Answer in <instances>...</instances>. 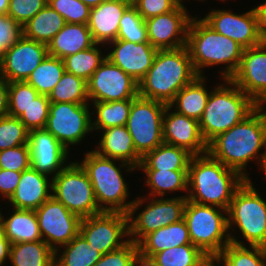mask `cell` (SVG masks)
<instances>
[{
	"instance_id": "cell-1",
	"label": "cell",
	"mask_w": 266,
	"mask_h": 266,
	"mask_svg": "<svg viewBox=\"0 0 266 266\" xmlns=\"http://www.w3.org/2000/svg\"><path fill=\"white\" fill-rule=\"evenodd\" d=\"M208 153L245 179H253L246 168L251 167L249 163L256 161L258 170L266 166V106H258L243 121L214 138L208 144Z\"/></svg>"
},
{
	"instance_id": "cell-44",
	"label": "cell",
	"mask_w": 266,
	"mask_h": 266,
	"mask_svg": "<svg viewBox=\"0 0 266 266\" xmlns=\"http://www.w3.org/2000/svg\"><path fill=\"white\" fill-rule=\"evenodd\" d=\"M50 110L47 95L39 94L19 117L28 131L46 127Z\"/></svg>"
},
{
	"instance_id": "cell-23",
	"label": "cell",
	"mask_w": 266,
	"mask_h": 266,
	"mask_svg": "<svg viewBox=\"0 0 266 266\" xmlns=\"http://www.w3.org/2000/svg\"><path fill=\"white\" fill-rule=\"evenodd\" d=\"M52 178L32 167L21 172L19 183L6 200L15 209L36 210L52 196Z\"/></svg>"
},
{
	"instance_id": "cell-30",
	"label": "cell",
	"mask_w": 266,
	"mask_h": 266,
	"mask_svg": "<svg viewBox=\"0 0 266 266\" xmlns=\"http://www.w3.org/2000/svg\"><path fill=\"white\" fill-rule=\"evenodd\" d=\"M192 156L183 148L162 143L142 158L137 170H188Z\"/></svg>"
},
{
	"instance_id": "cell-27",
	"label": "cell",
	"mask_w": 266,
	"mask_h": 266,
	"mask_svg": "<svg viewBox=\"0 0 266 266\" xmlns=\"http://www.w3.org/2000/svg\"><path fill=\"white\" fill-rule=\"evenodd\" d=\"M95 44L87 24L65 23L64 27L47 44L48 55L63 60Z\"/></svg>"
},
{
	"instance_id": "cell-57",
	"label": "cell",
	"mask_w": 266,
	"mask_h": 266,
	"mask_svg": "<svg viewBox=\"0 0 266 266\" xmlns=\"http://www.w3.org/2000/svg\"><path fill=\"white\" fill-rule=\"evenodd\" d=\"M10 0H0V15L7 14Z\"/></svg>"
},
{
	"instance_id": "cell-22",
	"label": "cell",
	"mask_w": 266,
	"mask_h": 266,
	"mask_svg": "<svg viewBox=\"0 0 266 266\" xmlns=\"http://www.w3.org/2000/svg\"><path fill=\"white\" fill-rule=\"evenodd\" d=\"M163 143L187 150L193 156L208 152L199 121L177 113L167 105L163 114Z\"/></svg>"
},
{
	"instance_id": "cell-35",
	"label": "cell",
	"mask_w": 266,
	"mask_h": 266,
	"mask_svg": "<svg viewBox=\"0 0 266 266\" xmlns=\"http://www.w3.org/2000/svg\"><path fill=\"white\" fill-rule=\"evenodd\" d=\"M101 256L98 249L91 248L79 233L68 244L55 251L54 266H93Z\"/></svg>"
},
{
	"instance_id": "cell-7",
	"label": "cell",
	"mask_w": 266,
	"mask_h": 266,
	"mask_svg": "<svg viewBox=\"0 0 266 266\" xmlns=\"http://www.w3.org/2000/svg\"><path fill=\"white\" fill-rule=\"evenodd\" d=\"M262 195L251 179H246L236 190L227 209L231 243L266 248V198ZM235 231L238 237L234 236Z\"/></svg>"
},
{
	"instance_id": "cell-42",
	"label": "cell",
	"mask_w": 266,
	"mask_h": 266,
	"mask_svg": "<svg viewBox=\"0 0 266 266\" xmlns=\"http://www.w3.org/2000/svg\"><path fill=\"white\" fill-rule=\"evenodd\" d=\"M29 131L19 118L0 117V151L28 144Z\"/></svg>"
},
{
	"instance_id": "cell-20",
	"label": "cell",
	"mask_w": 266,
	"mask_h": 266,
	"mask_svg": "<svg viewBox=\"0 0 266 266\" xmlns=\"http://www.w3.org/2000/svg\"><path fill=\"white\" fill-rule=\"evenodd\" d=\"M28 144L31 167L52 179L70 162V152L45 128L29 131Z\"/></svg>"
},
{
	"instance_id": "cell-8",
	"label": "cell",
	"mask_w": 266,
	"mask_h": 266,
	"mask_svg": "<svg viewBox=\"0 0 266 266\" xmlns=\"http://www.w3.org/2000/svg\"><path fill=\"white\" fill-rule=\"evenodd\" d=\"M135 198L128 212V227L129 240L136 244L147 234L169 224L177 223L184 217L187 193L181 196L175 194V196L167 198L141 195Z\"/></svg>"
},
{
	"instance_id": "cell-5",
	"label": "cell",
	"mask_w": 266,
	"mask_h": 266,
	"mask_svg": "<svg viewBox=\"0 0 266 266\" xmlns=\"http://www.w3.org/2000/svg\"><path fill=\"white\" fill-rule=\"evenodd\" d=\"M197 76L186 46L158 50L151 68L138 82V96L169 105Z\"/></svg>"
},
{
	"instance_id": "cell-53",
	"label": "cell",
	"mask_w": 266,
	"mask_h": 266,
	"mask_svg": "<svg viewBox=\"0 0 266 266\" xmlns=\"http://www.w3.org/2000/svg\"><path fill=\"white\" fill-rule=\"evenodd\" d=\"M9 82L0 76V117L8 115Z\"/></svg>"
},
{
	"instance_id": "cell-28",
	"label": "cell",
	"mask_w": 266,
	"mask_h": 266,
	"mask_svg": "<svg viewBox=\"0 0 266 266\" xmlns=\"http://www.w3.org/2000/svg\"><path fill=\"white\" fill-rule=\"evenodd\" d=\"M207 76H197L190 84L181 88L169 104L177 113L196 120L203 116L211 89L207 87ZM209 88V89H208Z\"/></svg>"
},
{
	"instance_id": "cell-51",
	"label": "cell",
	"mask_w": 266,
	"mask_h": 266,
	"mask_svg": "<svg viewBox=\"0 0 266 266\" xmlns=\"http://www.w3.org/2000/svg\"><path fill=\"white\" fill-rule=\"evenodd\" d=\"M21 172L12 170L0 169V201L1 197L6 201L14 193L19 180Z\"/></svg>"
},
{
	"instance_id": "cell-32",
	"label": "cell",
	"mask_w": 266,
	"mask_h": 266,
	"mask_svg": "<svg viewBox=\"0 0 266 266\" xmlns=\"http://www.w3.org/2000/svg\"><path fill=\"white\" fill-rule=\"evenodd\" d=\"M55 251L43 240L11 244L9 265L54 266Z\"/></svg>"
},
{
	"instance_id": "cell-45",
	"label": "cell",
	"mask_w": 266,
	"mask_h": 266,
	"mask_svg": "<svg viewBox=\"0 0 266 266\" xmlns=\"http://www.w3.org/2000/svg\"><path fill=\"white\" fill-rule=\"evenodd\" d=\"M48 5L57 11L66 23H88L91 8L80 0H48Z\"/></svg>"
},
{
	"instance_id": "cell-17",
	"label": "cell",
	"mask_w": 266,
	"mask_h": 266,
	"mask_svg": "<svg viewBox=\"0 0 266 266\" xmlns=\"http://www.w3.org/2000/svg\"><path fill=\"white\" fill-rule=\"evenodd\" d=\"M191 11L176 7L173 11L145 20L149 43L158 50L186 46Z\"/></svg>"
},
{
	"instance_id": "cell-38",
	"label": "cell",
	"mask_w": 266,
	"mask_h": 266,
	"mask_svg": "<svg viewBox=\"0 0 266 266\" xmlns=\"http://www.w3.org/2000/svg\"><path fill=\"white\" fill-rule=\"evenodd\" d=\"M48 99L52 103L90 104L87 81L65 71L48 95Z\"/></svg>"
},
{
	"instance_id": "cell-15",
	"label": "cell",
	"mask_w": 266,
	"mask_h": 266,
	"mask_svg": "<svg viewBox=\"0 0 266 266\" xmlns=\"http://www.w3.org/2000/svg\"><path fill=\"white\" fill-rule=\"evenodd\" d=\"M90 102H113L138 96V82L107 58L87 81Z\"/></svg>"
},
{
	"instance_id": "cell-55",
	"label": "cell",
	"mask_w": 266,
	"mask_h": 266,
	"mask_svg": "<svg viewBox=\"0 0 266 266\" xmlns=\"http://www.w3.org/2000/svg\"><path fill=\"white\" fill-rule=\"evenodd\" d=\"M196 266H225L220 255H205Z\"/></svg>"
},
{
	"instance_id": "cell-36",
	"label": "cell",
	"mask_w": 266,
	"mask_h": 266,
	"mask_svg": "<svg viewBox=\"0 0 266 266\" xmlns=\"http://www.w3.org/2000/svg\"><path fill=\"white\" fill-rule=\"evenodd\" d=\"M106 49L105 45L95 44L86 50L65 57L63 59L65 71L88 81L94 71L105 61Z\"/></svg>"
},
{
	"instance_id": "cell-49",
	"label": "cell",
	"mask_w": 266,
	"mask_h": 266,
	"mask_svg": "<svg viewBox=\"0 0 266 266\" xmlns=\"http://www.w3.org/2000/svg\"><path fill=\"white\" fill-rule=\"evenodd\" d=\"M22 36V26L7 14L0 15V58Z\"/></svg>"
},
{
	"instance_id": "cell-34",
	"label": "cell",
	"mask_w": 266,
	"mask_h": 266,
	"mask_svg": "<svg viewBox=\"0 0 266 266\" xmlns=\"http://www.w3.org/2000/svg\"><path fill=\"white\" fill-rule=\"evenodd\" d=\"M132 99H125L113 102H90L92 131L124 126L130 114ZM94 115V116H93Z\"/></svg>"
},
{
	"instance_id": "cell-3",
	"label": "cell",
	"mask_w": 266,
	"mask_h": 266,
	"mask_svg": "<svg viewBox=\"0 0 266 266\" xmlns=\"http://www.w3.org/2000/svg\"><path fill=\"white\" fill-rule=\"evenodd\" d=\"M187 180V200L227 210L236 190L246 179L207 152L192 156Z\"/></svg>"
},
{
	"instance_id": "cell-29",
	"label": "cell",
	"mask_w": 266,
	"mask_h": 266,
	"mask_svg": "<svg viewBox=\"0 0 266 266\" xmlns=\"http://www.w3.org/2000/svg\"><path fill=\"white\" fill-rule=\"evenodd\" d=\"M185 244H192L187 223L184 219L177 223L169 224L154 232L147 234L139 243V252L147 257L171 248Z\"/></svg>"
},
{
	"instance_id": "cell-33",
	"label": "cell",
	"mask_w": 266,
	"mask_h": 266,
	"mask_svg": "<svg viewBox=\"0 0 266 266\" xmlns=\"http://www.w3.org/2000/svg\"><path fill=\"white\" fill-rule=\"evenodd\" d=\"M64 18L48 4L23 26V35L48 44L64 27Z\"/></svg>"
},
{
	"instance_id": "cell-37",
	"label": "cell",
	"mask_w": 266,
	"mask_h": 266,
	"mask_svg": "<svg viewBox=\"0 0 266 266\" xmlns=\"http://www.w3.org/2000/svg\"><path fill=\"white\" fill-rule=\"evenodd\" d=\"M65 72L64 61L47 55L39 66L29 75L26 82L39 94L49 95Z\"/></svg>"
},
{
	"instance_id": "cell-43",
	"label": "cell",
	"mask_w": 266,
	"mask_h": 266,
	"mask_svg": "<svg viewBox=\"0 0 266 266\" xmlns=\"http://www.w3.org/2000/svg\"><path fill=\"white\" fill-rule=\"evenodd\" d=\"M38 95L26 81L9 82L8 115L19 118Z\"/></svg>"
},
{
	"instance_id": "cell-18",
	"label": "cell",
	"mask_w": 266,
	"mask_h": 266,
	"mask_svg": "<svg viewBox=\"0 0 266 266\" xmlns=\"http://www.w3.org/2000/svg\"><path fill=\"white\" fill-rule=\"evenodd\" d=\"M47 55V44L23 35L0 58V76L8 82L26 81Z\"/></svg>"
},
{
	"instance_id": "cell-31",
	"label": "cell",
	"mask_w": 266,
	"mask_h": 266,
	"mask_svg": "<svg viewBox=\"0 0 266 266\" xmlns=\"http://www.w3.org/2000/svg\"><path fill=\"white\" fill-rule=\"evenodd\" d=\"M146 175L147 197H168L176 192H188V170H142Z\"/></svg>"
},
{
	"instance_id": "cell-50",
	"label": "cell",
	"mask_w": 266,
	"mask_h": 266,
	"mask_svg": "<svg viewBox=\"0 0 266 266\" xmlns=\"http://www.w3.org/2000/svg\"><path fill=\"white\" fill-rule=\"evenodd\" d=\"M132 5L144 20L169 13L177 7L170 0H133Z\"/></svg>"
},
{
	"instance_id": "cell-54",
	"label": "cell",
	"mask_w": 266,
	"mask_h": 266,
	"mask_svg": "<svg viewBox=\"0 0 266 266\" xmlns=\"http://www.w3.org/2000/svg\"><path fill=\"white\" fill-rule=\"evenodd\" d=\"M10 247V241L3 236L0 239V266H7L6 263L9 262Z\"/></svg>"
},
{
	"instance_id": "cell-14",
	"label": "cell",
	"mask_w": 266,
	"mask_h": 266,
	"mask_svg": "<svg viewBox=\"0 0 266 266\" xmlns=\"http://www.w3.org/2000/svg\"><path fill=\"white\" fill-rule=\"evenodd\" d=\"M42 240L54 251L80 232L81 218L52 196L35 210Z\"/></svg>"
},
{
	"instance_id": "cell-12",
	"label": "cell",
	"mask_w": 266,
	"mask_h": 266,
	"mask_svg": "<svg viewBox=\"0 0 266 266\" xmlns=\"http://www.w3.org/2000/svg\"><path fill=\"white\" fill-rule=\"evenodd\" d=\"M91 109L90 104L50 102L45 129L71 154L72 146L83 144L85 137L93 133Z\"/></svg>"
},
{
	"instance_id": "cell-61",
	"label": "cell",
	"mask_w": 266,
	"mask_h": 266,
	"mask_svg": "<svg viewBox=\"0 0 266 266\" xmlns=\"http://www.w3.org/2000/svg\"><path fill=\"white\" fill-rule=\"evenodd\" d=\"M197 1V0H196ZM198 1H200V2H204V1H208V0H198ZM218 1V0H217ZM220 1H222V2H227V1H229V0H220Z\"/></svg>"
},
{
	"instance_id": "cell-21",
	"label": "cell",
	"mask_w": 266,
	"mask_h": 266,
	"mask_svg": "<svg viewBox=\"0 0 266 266\" xmlns=\"http://www.w3.org/2000/svg\"><path fill=\"white\" fill-rule=\"evenodd\" d=\"M106 48H109L106 58L137 82L147 74L158 51L149 42L133 43L121 39L108 43Z\"/></svg>"
},
{
	"instance_id": "cell-46",
	"label": "cell",
	"mask_w": 266,
	"mask_h": 266,
	"mask_svg": "<svg viewBox=\"0 0 266 266\" xmlns=\"http://www.w3.org/2000/svg\"><path fill=\"white\" fill-rule=\"evenodd\" d=\"M31 167L29 144L0 151V169L22 172Z\"/></svg>"
},
{
	"instance_id": "cell-59",
	"label": "cell",
	"mask_w": 266,
	"mask_h": 266,
	"mask_svg": "<svg viewBox=\"0 0 266 266\" xmlns=\"http://www.w3.org/2000/svg\"><path fill=\"white\" fill-rule=\"evenodd\" d=\"M173 4H175L177 7H181V8H184V9H187L188 7L185 6L184 4L186 3L185 1L186 0H170ZM189 3H191L189 0H188Z\"/></svg>"
},
{
	"instance_id": "cell-60",
	"label": "cell",
	"mask_w": 266,
	"mask_h": 266,
	"mask_svg": "<svg viewBox=\"0 0 266 266\" xmlns=\"http://www.w3.org/2000/svg\"><path fill=\"white\" fill-rule=\"evenodd\" d=\"M4 236V229H3V225L2 222L0 220V239Z\"/></svg>"
},
{
	"instance_id": "cell-24",
	"label": "cell",
	"mask_w": 266,
	"mask_h": 266,
	"mask_svg": "<svg viewBox=\"0 0 266 266\" xmlns=\"http://www.w3.org/2000/svg\"><path fill=\"white\" fill-rule=\"evenodd\" d=\"M131 4L129 0H106L91 8L87 26L96 44L106 46L117 39L120 19Z\"/></svg>"
},
{
	"instance_id": "cell-41",
	"label": "cell",
	"mask_w": 266,
	"mask_h": 266,
	"mask_svg": "<svg viewBox=\"0 0 266 266\" xmlns=\"http://www.w3.org/2000/svg\"><path fill=\"white\" fill-rule=\"evenodd\" d=\"M117 39L133 43L149 42L145 20L132 4L125 10L120 19Z\"/></svg>"
},
{
	"instance_id": "cell-56",
	"label": "cell",
	"mask_w": 266,
	"mask_h": 266,
	"mask_svg": "<svg viewBox=\"0 0 266 266\" xmlns=\"http://www.w3.org/2000/svg\"><path fill=\"white\" fill-rule=\"evenodd\" d=\"M134 266H158L152 257L142 255L140 252L136 255Z\"/></svg>"
},
{
	"instance_id": "cell-47",
	"label": "cell",
	"mask_w": 266,
	"mask_h": 266,
	"mask_svg": "<svg viewBox=\"0 0 266 266\" xmlns=\"http://www.w3.org/2000/svg\"><path fill=\"white\" fill-rule=\"evenodd\" d=\"M47 4L48 0H10L7 15L23 27Z\"/></svg>"
},
{
	"instance_id": "cell-11",
	"label": "cell",
	"mask_w": 266,
	"mask_h": 266,
	"mask_svg": "<svg viewBox=\"0 0 266 266\" xmlns=\"http://www.w3.org/2000/svg\"><path fill=\"white\" fill-rule=\"evenodd\" d=\"M167 104L137 96L132 99L127 130L136 152L143 158L163 143V114Z\"/></svg>"
},
{
	"instance_id": "cell-16",
	"label": "cell",
	"mask_w": 266,
	"mask_h": 266,
	"mask_svg": "<svg viewBox=\"0 0 266 266\" xmlns=\"http://www.w3.org/2000/svg\"><path fill=\"white\" fill-rule=\"evenodd\" d=\"M205 15L202 19L210 27L217 33L233 39L244 49L262 43L257 32V18L253 7L239 14L232 9H212Z\"/></svg>"
},
{
	"instance_id": "cell-19",
	"label": "cell",
	"mask_w": 266,
	"mask_h": 266,
	"mask_svg": "<svg viewBox=\"0 0 266 266\" xmlns=\"http://www.w3.org/2000/svg\"><path fill=\"white\" fill-rule=\"evenodd\" d=\"M230 80L258 106L266 105V43L244 49Z\"/></svg>"
},
{
	"instance_id": "cell-6",
	"label": "cell",
	"mask_w": 266,
	"mask_h": 266,
	"mask_svg": "<svg viewBox=\"0 0 266 266\" xmlns=\"http://www.w3.org/2000/svg\"><path fill=\"white\" fill-rule=\"evenodd\" d=\"M218 83L212 88L199 120L200 132L207 145L219 134L243 121L258 107L230 79Z\"/></svg>"
},
{
	"instance_id": "cell-25",
	"label": "cell",
	"mask_w": 266,
	"mask_h": 266,
	"mask_svg": "<svg viewBox=\"0 0 266 266\" xmlns=\"http://www.w3.org/2000/svg\"><path fill=\"white\" fill-rule=\"evenodd\" d=\"M102 132V133H101ZM99 143L93 149L99 155L116 159L138 167L142 157L136 152L132 136L126 125L106 128L99 131Z\"/></svg>"
},
{
	"instance_id": "cell-52",
	"label": "cell",
	"mask_w": 266,
	"mask_h": 266,
	"mask_svg": "<svg viewBox=\"0 0 266 266\" xmlns=\"http://www.w3.org/2000/svg\"><path fill=\"white\" fill-rule=\"evenodd\" d=\"M257 18V32L262 43H266V1L253 7Z\"/></svg>"
},
{
	"instance_id": "cell-40",
	"label": "cell",
	"mask_w": 266,
	"mask_h": 266,
	"mask_svg": "<svg viewBox=\"0 0 266 266\" xmlns=\"http://www.w3.org/2000/svg\"><path fill=\"white\" fill-rule=\"evenodd\" d=\"M205 254L193 244L162 250L152 256L158 266H196Z\"/></svg>"
},
{
	"instance_id": "cell-58",
	"label": "cell",
	"mask_w": 266,
	"mask_h": 266,
	"mask_svg": "<svg viewBox=\"0 0 266 266\" xmlns=\"http://www.w3.org/2000/svg\"><path fill=\"white\" fill-rule=\"evenodd\" d=\"M80 1L89 6L90 8H93L100 5L102 2L106 0H80Z\"/></svg>"
},
{
	"instance_id": "cell-26",
	"label": "cell",
	"mask_w": 266,
	"mask_h": 266,
	"mask_svg": "<svg viewBox=\"0 0 266 266\" xmlns=\"http://www.w3.org/2000/svg\"><path fill=\"white\" fill-rule=\"evenodd\" d=\"M1 209L0 220L3 225L4 236L11 244L42 240L35 210L10 208L9 214L6 213L9 215L7 216L2 212L4 209Z\"/></svg>"
},
{
	"instance_id": "cell-9",
	"label": "cell",
	"mask_w": 266,
	"mask_h": 266,
	"mask_svg": "<svg viewBox=\"0 0 266 266\" xmlns=\"http://www.w3.org/2000/svg\"><path fill=\"white\" fill-rule=\"evenodd\" d=\"M183 219L192 244L205 255H219L231 243L227 210L187 200Z\"/></svg>"
},
{
	"instance_id": "cell-13",
	"label": "cell",
	"mask_w": 266,
	"mask_h": 266,
	"mask_svg": "<svg viewBox=\"0 0 266 266\" xmlns=\"http://www.w3.org/2000/svg\"><path fill=\"white\" fill-rule=\"evenodd\" d=\"M79 233L102 255L117 250L129 241L128 214L102 212L82 218Z\"/></svg>"
},
{
	"instance_id": "cell-10",
	"label": "cell",
	"mask_w": 266,
	"mask_h": 266,
	"mask_svg": "<svg viewBox=\"0 0 266 266\" xmlns=\"http://www.w3.org/2000/svg\"><path fill=\"white\" fill-rule=\"evenodd\" d=\"M52 197L81 219L102 213L87 173L76 160L52 179Z\"/></svg>"
},
{
	"instance_id": "cell-48",
	"label": "cell",
	"mask_w": 266,
	"mask_h": 266,
	"mask_svg": "<svg viewBox=\"0 0 266 266\" xmlns=\"http://www.w3.org/2000/svg\"><path fill=\"white\" fill-rule=\"evenodd\" d=\"M138 252V244L129 240L121 248L102 255L93 266H134Z\"/></svg>"
},
{
	"instance_id": "cell-62",
	"label": "cell",
	"mask_w": 266,
	"mask_h": 266,
	"mask_svg": "<svg viewBox=\"0 0 266 266\" xmlns=\"http://www.w3.org/2000/svg\"><path fill=\"white\" fill-rule=\"evenodd\" d=\"M262 172H264V174L266 176V166L262 169ZM264 179H266V177Z\"/></svg>"
},
{
	"instance_id": "cell-39",
	"label": "cell",
	"mask_w": 266,
	"mask_h": 266,
	"mask_svg": "<svg viewBox=\"0 0 266 266\" xmlns=\"http://www.w3.org/2000/svg\"><path fill=\"white\" fill-rule=\"evenodd\" d=\"M225 266H266V248L229 243L219 254Z\"/></svg>"
},
{
	"instance_id": "cell-4",
	"label": "cell",
	"mask_w": 266,
	"mask_h": 266,
	"mask_svg": "<svg viewBox=\"0 0 266 266\" xmlns=\"http://www.w3.org/2000/svg\"><path fill=\"white\" fill-rule=\"evenodd\" d=\"M84 156L81 161H76L88 175L99 209L102 212L128 214L134 199L129 200L130 185L124 178V172L132 173L137 168L123 161L101 156L92 149L84 152Z\"/></svg>"
},
{
	"instance_id": "cell-2",
	"label": "cell",
	"mask_w": 266,
	"mask_h": 266,
	"mask_svg": "<svg viewBox=\"0 0 266 266\" xmlns=\"http://www.w3.org/2000/svg\"><path fill=\"white\" fill-rule=\"evenodd\" d=\"M186 48L198 76H205V68L223 65L218 69L220 81L230 79L239 67L244 48L233 39L217 33L197 14L191 19ZM222 79V80H221Z\"/></svg>"
}]
</instances>
